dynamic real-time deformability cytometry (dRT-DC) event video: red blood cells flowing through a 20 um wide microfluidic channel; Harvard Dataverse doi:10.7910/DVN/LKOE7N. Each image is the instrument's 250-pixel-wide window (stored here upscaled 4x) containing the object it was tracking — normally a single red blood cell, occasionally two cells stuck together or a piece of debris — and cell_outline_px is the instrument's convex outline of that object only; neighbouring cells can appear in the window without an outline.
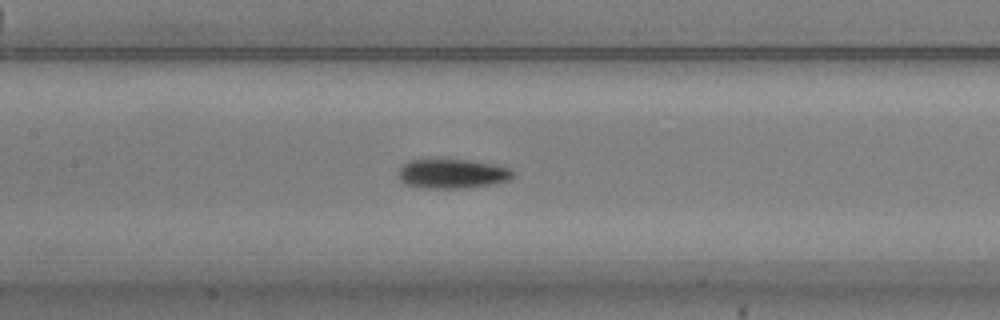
{"species": "common noctule bat (a hibernating species)", "species_latin": "Nyctalus noctula", "temperature_condition": "warm", "stored_images_in_passage": 28, "camera_frame_rate_fps": 3000, "um_per_image_px": 0.085, "animal": {"sex": "male", "body_mass_g": 20.5, "forearm_length_mm": 52.5}, "frame": {"image": 1, "passage_image": 16, "time_ms": 5.0, "image_size_px": [1000, 320], "cell_outline_px": [[516, 172], [508, 180], [496, 184], [464, 188], [424, 188], [404, 184], [396, 176], [400, 168], [408, 160], [428, 156], [468, 160], [496, 164], [512, 168]], "centroid_in_image_um": [38.4, 14.72], "position_along_channel_um": 169.0, "area_um2": 20.75}}
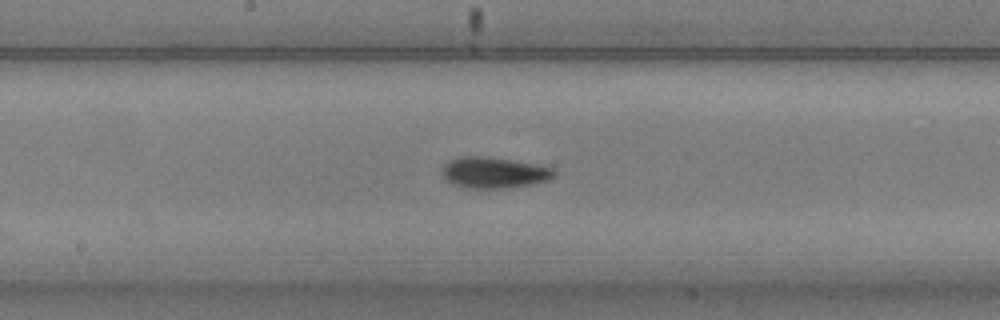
{"frame": {"image": 2, "passage_image": 19, "time_ms": 6.0, "image_size_px": [1000, 320], "cell_outline_px": [[556, 176], [548, 180], [532, 184], [508, 188], [468, 188], [452, 184], [444, 180], [444, 164], [448, 160], [460, 156], [488, 156], [536, 164], [552, 168], [556, 172]], "centroid_in_image_um": [41.99, 14.67], "position_along_channel_um": 206.2, "area_um2": 20.4}}
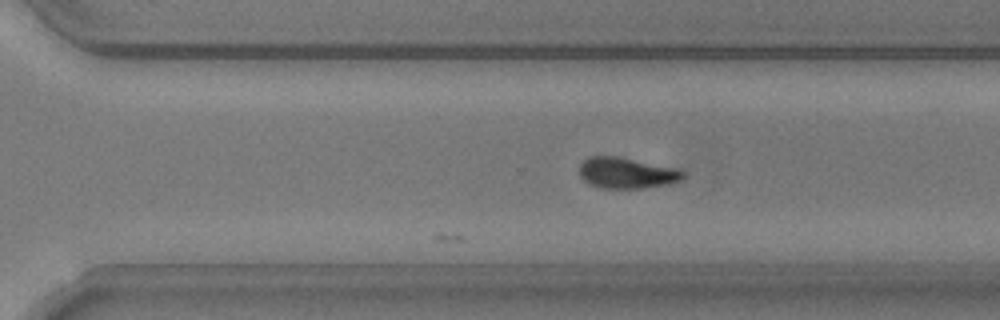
{"frame": {"image": 3, "passage_image": 28, "time_ms": 9.0, "image_size_px": [1000, 320], "cell_outline_px": [[684, 176], [680, 180], [668, 184], [644, 188], [600, 188], [588, 184], [580, 176], [580, 164], [588, 156], [616, 156], [676, 168], [684, 172]], "centroid_in_image_um": [53.23, 14.71], "position_along_channel_um": 317.4, "area_um2": 18.61}}